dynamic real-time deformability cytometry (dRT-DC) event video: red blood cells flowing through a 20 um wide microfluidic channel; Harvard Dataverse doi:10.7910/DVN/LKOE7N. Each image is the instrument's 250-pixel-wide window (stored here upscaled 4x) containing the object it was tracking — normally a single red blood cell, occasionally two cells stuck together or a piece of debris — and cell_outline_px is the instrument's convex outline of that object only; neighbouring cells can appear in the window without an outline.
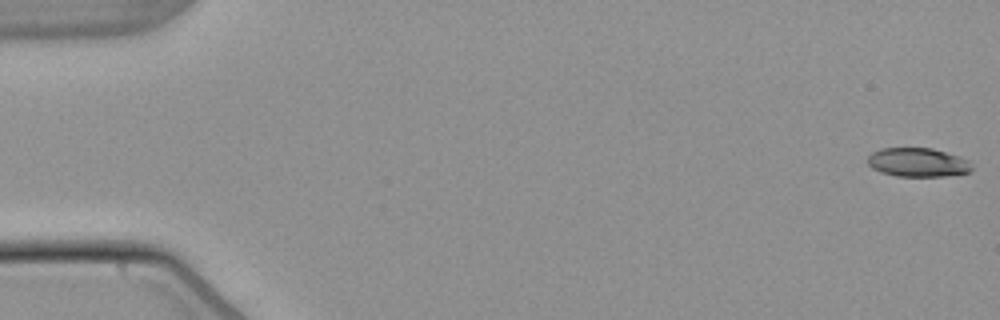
{"species": "common noctule bat (a hibernating species)", "species_latin": "Nyctalus noctula", "temperature_condition": "warm", "stored_images_in_passage": 54, "camera_frame_rate_fps": 3000, "um_per_image_px": 0.085, "animal": {"sex": "male", "body_mass_g": 21.5, "forearm_length_mm": 52.0}, "frame": {"image": 1, "passage_image": 1, "time_ms": 0.0, "image_size_px": [1000, 320], "cell_outline_px": [[972, 168], [968, 172], [944, 176], [896, 176], [880, 172], [872, 168], [868, 164], [868, 156], [872, 152], [880, 148], [932, 148], [960, 156], [968, 160], [972, 164]], "centroid_in_image_um": [78.0, 13.79], "position_along_channel_um": 7.0, "area_um2": 17.57}}
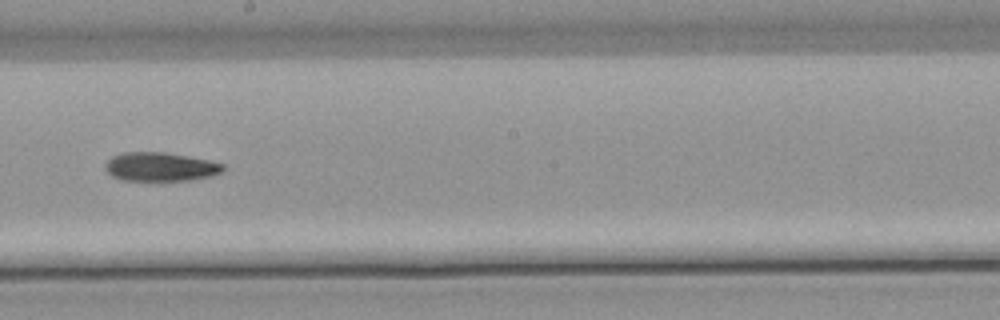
{"frame": {"image": 2, "passage_image": 31, "time_ms": 10.0, "image_size_px": [1000, 320], "cell_outline_px": [[224, 168], [220, 172], [212, 176], [192, 180], [124, 180], [112, 176], [108, 172], [108, 160], [112, 156], [124, 152], [164, 152], [188, 156], [208, 160], [224, 164]], "centroid_in_image_um": [13.67, 14.17], "position_along_channel_um": 234.5, "area_um2": 19.48}}
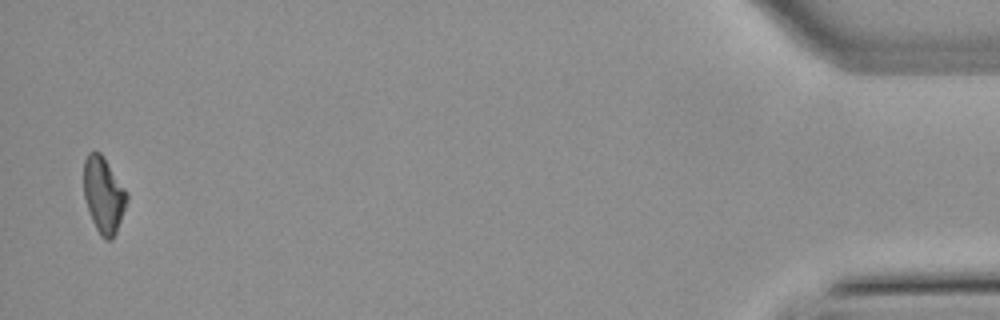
{"frame": {"image": 3, "passage_image": 53, "time_ms": 17.333, "image_size_px": [1000, 320], "cell_outline_px": [[128, 200], [116, 232], [112, 240], [104, 240], [100, 236], [92, 220], [84, 196], [84, 160], [88, 152], [100, 152], [128, 192]], "centroid_in_image_um": [8.81, 16.58], "position_along_channel_um": 426.4, "area_um2": 19.02}}